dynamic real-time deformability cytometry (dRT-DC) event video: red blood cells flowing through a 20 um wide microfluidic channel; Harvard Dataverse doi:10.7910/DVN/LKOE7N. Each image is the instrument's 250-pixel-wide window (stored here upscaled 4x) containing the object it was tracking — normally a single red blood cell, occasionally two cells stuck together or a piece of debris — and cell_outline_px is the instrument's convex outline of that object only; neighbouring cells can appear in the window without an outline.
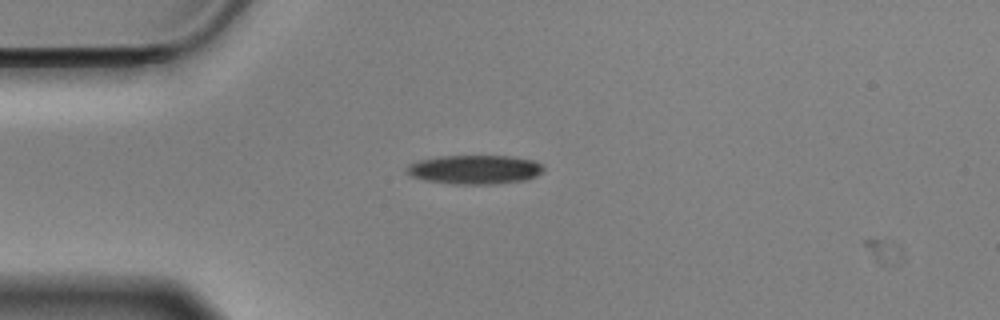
{"species": "Egyptian fruit bat (a non-hibernating species)", "species_latin": "Rousettus aegyptiacus", "temperature_condition": "cold", "stored_images_in_passage": 2, "camera_frame_rate_fps": 3000, "um_per_image_px": 0.085, "animal": {"sex": "male"}, "frame": {"image": 1, "passage_image": 1, "time_ms": 0.0, "image_size_px": [1000, 320], "cell_outline_px": [[544, 168], [536, 176], [524, 180], [496, 184], [452, 184], [424, 180], [412, 176], [404, 168], [408, 164], [420, 160], [440, 156], [508, 156], [532, 160], [540, 164]], "centroid_in_image_um": [40.31, 14.41], "position_along_channel_um": 44.7, "area_um2": 23.0}}